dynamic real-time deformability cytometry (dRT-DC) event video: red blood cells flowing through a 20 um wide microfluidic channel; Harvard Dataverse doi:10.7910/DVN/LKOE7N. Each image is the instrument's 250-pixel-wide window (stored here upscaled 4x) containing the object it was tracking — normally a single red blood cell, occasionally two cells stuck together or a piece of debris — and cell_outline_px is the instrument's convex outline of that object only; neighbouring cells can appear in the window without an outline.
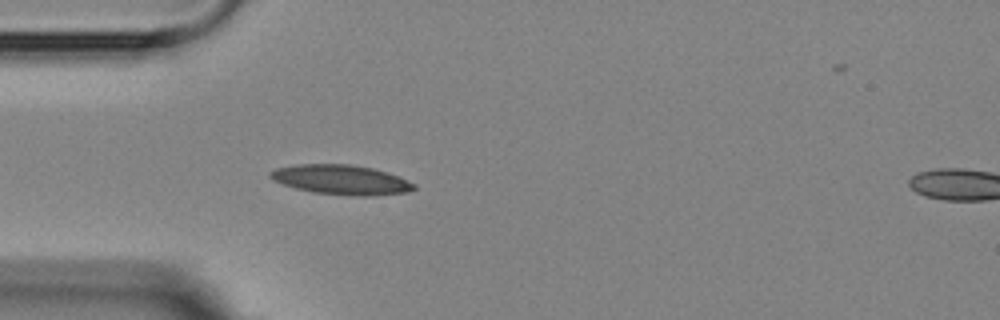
{"species": "Egyptian fruit bat (a non-hibernating species)", "species_latin": "Rousettus aegyptiacus", "temperature_condition": "room temperature", "stored_images_in_passage": 3, "segment_of_instrument_passage": [1, 2], "camera_frame_rate_fps": 3000, "um_per_image_px": 0.085, "animal": {"sex": "female"}, "frame": {"image": 1, "passage_image": 2, "time_ms": 2.0, "image_size_px": [1000, 320], "cell_outline_px": [[416, 188], [408, 192], [376, 196], [356, 196], [312, 192], [296, 188], [272, 180], [268, 176], [268, 172], [276, 168], [300, 164], [348, 164], [372, 168], [400, 176], [416, 184]], "centroid_in_image_um": [29.02, 15.28], "position_along_channel_um": 56.0, "area_um2": 24.97}}